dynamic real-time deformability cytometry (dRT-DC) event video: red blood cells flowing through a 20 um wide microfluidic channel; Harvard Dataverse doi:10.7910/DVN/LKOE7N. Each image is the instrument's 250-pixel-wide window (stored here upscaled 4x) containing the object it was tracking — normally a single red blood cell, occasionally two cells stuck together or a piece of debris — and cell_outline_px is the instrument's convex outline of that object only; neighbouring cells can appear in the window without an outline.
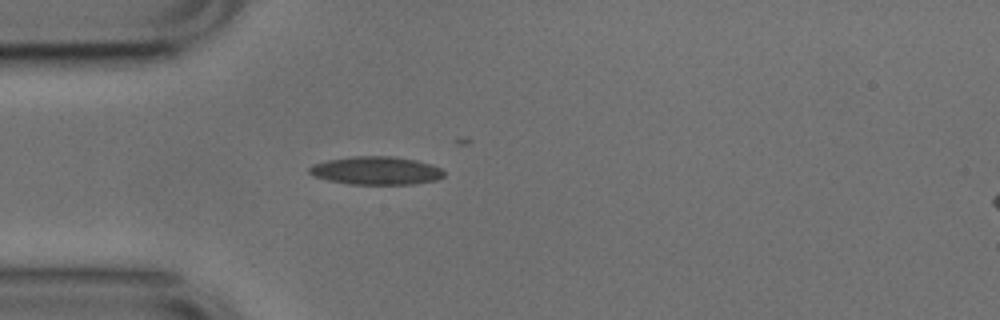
{"species": "common noctule bat (a hibernating species)", "species_latin": "Nyctalus noctula", "temperature_condition": "cold", "stored_images_in_passage": 17, "camera_frame_rate_fps": 3000, "um_per_image_px": 0.085, "animal": {"sex": "male", "body_mass_g": 17.9, "forearm_length_mm": 54.2}, "frame": {"image": 1, "passage_image": 7, "time_ms": 2.0, "image_size_px": [1000, 320], "cell_outline_px": [[444, 176], [436, 180], [412, 184], [348, 184], [328, 180], [312, 176], [308, 172], [308, 168], [312, 164], [328, 160], [352, 156], [392, 156], [416, 160], [440, 168], [444, 172]], "centroid_in_image_um": [31.92, 14.5], "position_along_channel_um": 53.1, "area_um2": 22.08}}